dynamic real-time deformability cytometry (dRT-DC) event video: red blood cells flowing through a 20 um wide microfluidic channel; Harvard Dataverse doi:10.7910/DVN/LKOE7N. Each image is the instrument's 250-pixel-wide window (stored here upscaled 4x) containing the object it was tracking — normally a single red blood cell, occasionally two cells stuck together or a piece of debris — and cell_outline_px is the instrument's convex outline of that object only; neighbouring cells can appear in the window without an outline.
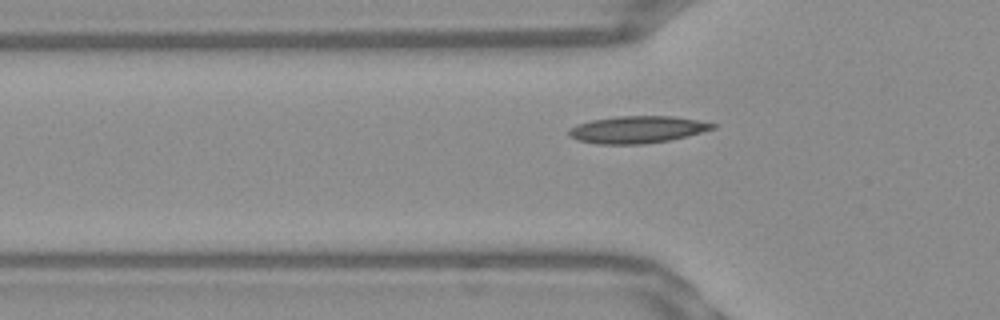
{"species": "Egyptian fruit bat (a non-hibernating species)", "species_latin": "Rousettus aegyptiacus", "temperature_condition": "warm", "stored_images_in_passage": 38, "camera_frame_rate_fps": 3000, "um_per_image_px": 0.085, "frame": {"image": 1, "passage_image": 6, "time_ms": 1.667, "image_size_px": [1000, 320], "cell_outline_px": [[716, 128], [668, 140], [644, 144], [596, 144], [576, 140], [568, 136], [568, 128], [576, 124], [592, 120], [616, 116], [672, 116], [696, 120], [716, 124]], "centroid_in_image_um": [54.08, 11.01], "position_along_channel_um": 71.7, "area_um2": 22.66}}
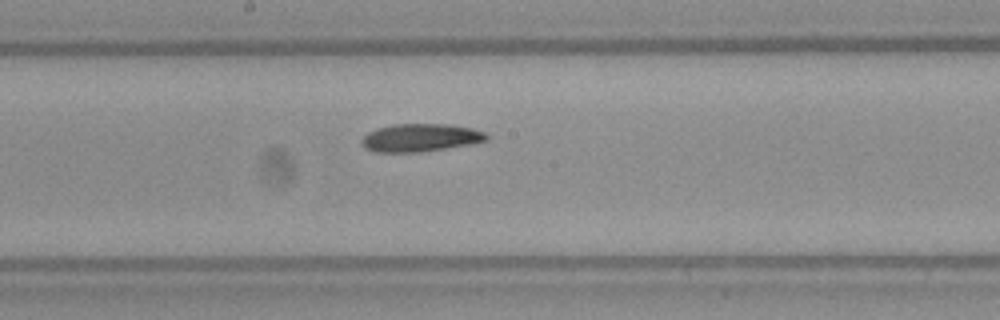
{"frame": {"image": 2, "passage_image": 17, "time_ms": 5.333, "image_size_px": [1000, 320], "cell_outline_px": [[488, 140], [468, 144], [420, 152], [376, 152], [364, 148], [360, 144], [360, 140], [368, 132], [376, 128], [396, 124], [448, 124], [472, 128], [484, 132], [488, 136]], "centroid_in_image_um": [35.68, 11.7], "position_along_channel_um": 212.5, "area_um2": 20.23}}
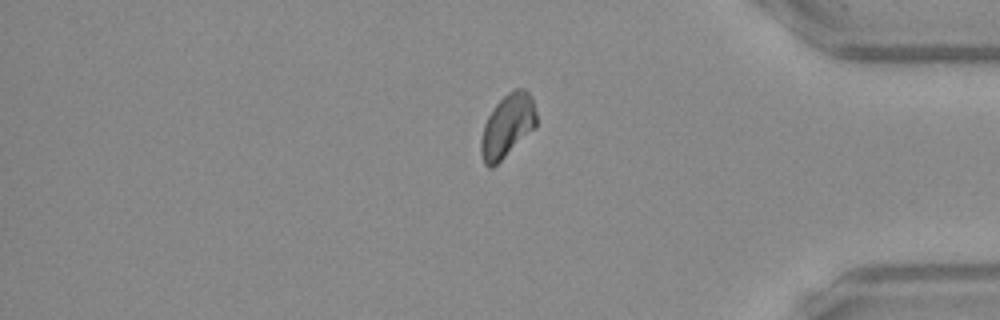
{"frame": {"image": 3, "passage_image": 33, "time_ms": 10.667, "image_size_px": [1000, 320], "cell_outline_px": [[536, 128], [492, 168], [488, 168], [484, 164], [480, 152], [480, 140], [484, 124], [492, 108], [508, 92], [516, 88], [524, 88], [532, 96], [536, 112]], "centroid_in_image_um": [43.12, 10.7], "position_along_channel_um": 392.1, "area_um2": 20.58}}